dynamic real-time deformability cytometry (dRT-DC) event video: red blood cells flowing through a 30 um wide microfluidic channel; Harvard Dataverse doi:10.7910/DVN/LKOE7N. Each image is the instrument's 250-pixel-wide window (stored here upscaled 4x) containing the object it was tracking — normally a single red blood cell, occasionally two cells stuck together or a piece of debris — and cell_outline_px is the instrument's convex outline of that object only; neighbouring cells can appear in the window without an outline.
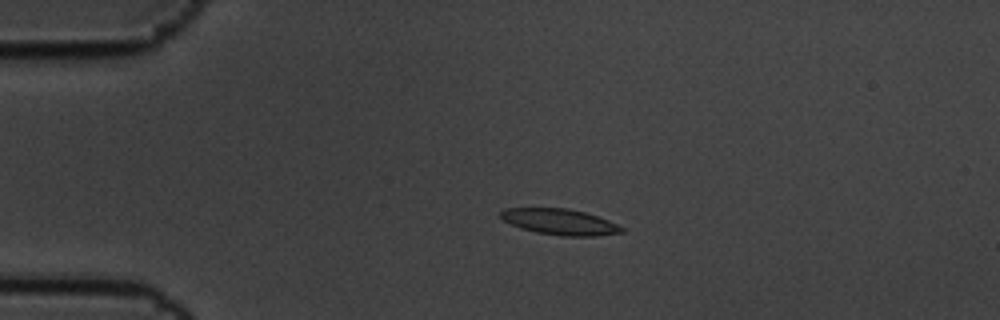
{"species": "common noctule bat (a hibernating species)", "species_latin": "Nyctalus noctula", "temperature_condition": "cold", "stored_images_in_passage": 5, "camera_frame_rate_fps": 3000, "um_per_image_px": 0.085, "animal": {"sex": "male", "body_mass_g": 19.5, "forearm_length_mm": 54.6}, "frame": {"image": 1, "passage_image": 4, "time_ms": 1.0, "image_size_px": [1000, 320], "cell_outline_px": [[624, 232], [596, 236], [560, 236], [536, 232], [520, 228], [504, 220], [500, 216], [500, 212], [504, 208], [568, 208], [584, 212], [608, 220], [624, 228]], "centroid_in_image_um": [47.58, 18.86], "position_along_channel_um": 37.4, "area_um2": 18.21}}